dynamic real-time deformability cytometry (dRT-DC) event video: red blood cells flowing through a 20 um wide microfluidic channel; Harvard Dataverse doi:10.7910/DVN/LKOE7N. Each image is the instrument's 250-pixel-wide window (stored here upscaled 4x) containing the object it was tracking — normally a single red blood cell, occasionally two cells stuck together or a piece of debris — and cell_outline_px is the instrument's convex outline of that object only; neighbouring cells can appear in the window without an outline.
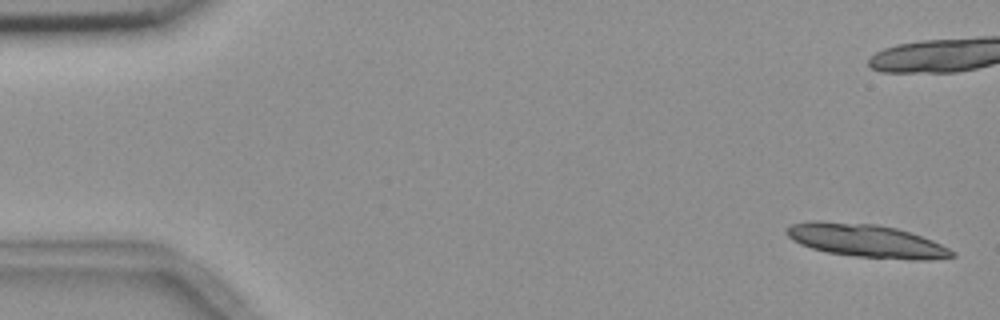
{"species": "common noctule bat (a hibernating species)", "species_latin": "Nyctalus noctula", "temperature_condition": "room temperature", "stored_images_in_passage": 6, "camera_frame_rate_fps": 3000, "um_per_image_px": 0.085, "animal": {"sex": "female", "body_mass_g": 18.4}, "frame": {"image": 1, "passage_image": 1, "time_ms": 0.0, "image_size_px": [1000, 320], "cell_outline_px": [[956, 256], [928, 260], [912, 260], [856, 256], [828, 252], [812, 248], [800, 244], [792, 240], [784, 232], [784, 228], [792, 224], [808, 220], [820, 220], [876, 224], [896, 228], [932, 240], [956, 252]], "centroid_in_image_um": [73.58, 20.45], "position_along_channel_um": 11.4, "area_um2": 32.08}}